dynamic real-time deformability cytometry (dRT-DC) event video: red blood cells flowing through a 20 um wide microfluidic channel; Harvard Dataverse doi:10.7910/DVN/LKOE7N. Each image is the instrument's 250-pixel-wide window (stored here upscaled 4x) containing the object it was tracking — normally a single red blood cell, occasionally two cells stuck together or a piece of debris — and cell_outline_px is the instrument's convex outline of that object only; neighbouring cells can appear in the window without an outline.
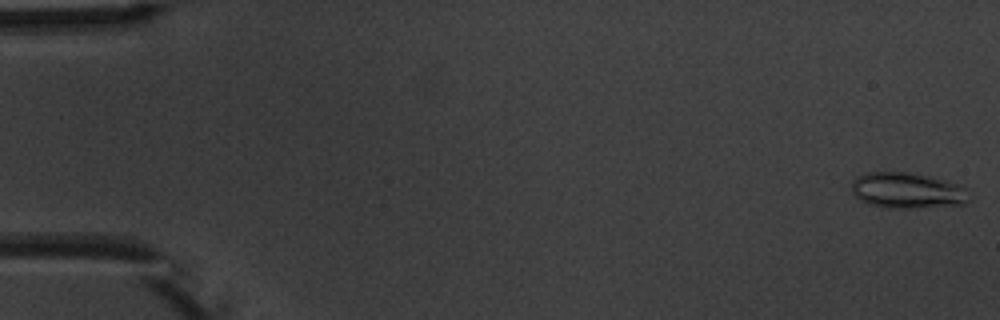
{"species": "common noctule bat (a hibernating species)", "species_latin": "Nyctalus noctula", "temperature_condition": "warm", "stored_images_in_passage": 6, "camera_frame_rate_fps": 3000, "um_per_image_px": 0.085, "animal": {"sex": "male", "body_mass_g": 20.1, "forearm_length_mm": 53.5}, "frame": {"image": 1, "passage_image": 1, "time_ms": 0.0, "image_size_px": [1000, 320], "cell_outline_px": [[968, 200], [964, 204], [916, 208], [888, 208], [868, 204], [860, 200], [852, 192], [852, 180], [856, 176], [868, 172], [908, 172], [948, 180], [964, 184]], "centroid_in_image_um": [77.11, 16.18], "position_along_channel_um": 7.9, "area_um2": 24.74}}
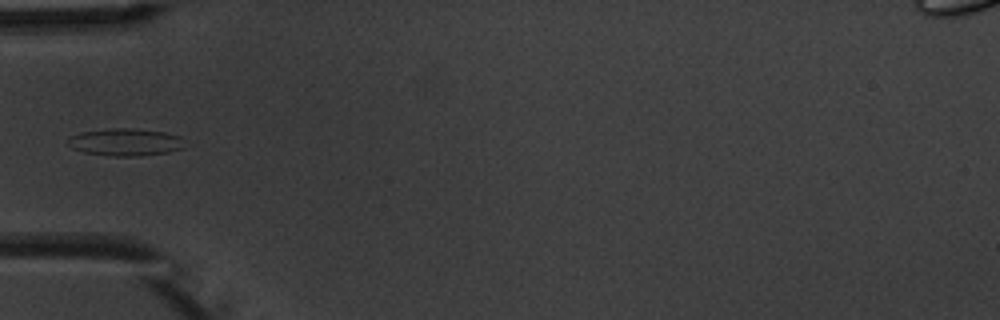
{"frame": {"image": 2, "passage_image": 5, "time_ms": 5.667, "image_size_px": [1000, 320], "cell_outline_px": [[184, 148], [168, 152], [140, 156], [112, 156], [84, 152], [72, 148], [68, 144], [68, 140], [72, 136], [80, 132], [112, 128], [132, 128], [164, 132], [180, 136]], "centroid_in_image_um": [10.66, 12.08], "position_along_channel_um": 74.3, "area_um2": 18.5}}